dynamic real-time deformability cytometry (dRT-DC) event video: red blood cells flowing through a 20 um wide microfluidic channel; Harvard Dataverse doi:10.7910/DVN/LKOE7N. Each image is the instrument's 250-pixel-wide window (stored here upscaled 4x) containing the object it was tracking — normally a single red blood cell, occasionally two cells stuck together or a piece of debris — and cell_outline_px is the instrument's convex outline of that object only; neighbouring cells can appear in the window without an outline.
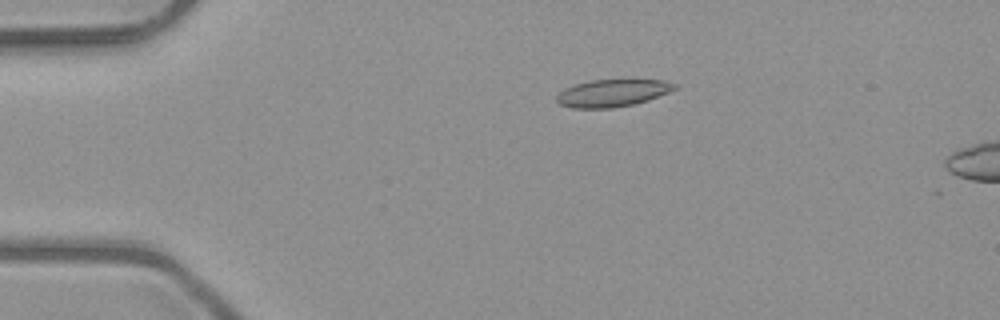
{"species": "common noctule bat (a hibernating species)", "species_latin": "Nyctalus noctula", "temperature_condition": "room temperature", "stored_images_in_passage": 6, "camera_frame_rate_fps": 3000, "um_per_image_px": 0.085, "animal": {"sex": "male", "body_mass_g": 23.1, "forearm_length_mm": 52.7}, "frame": {"image": 1, "passage_image": 1, "time_ms": 0.0, "image_size_px": [1000, 320], "cell_outline_px": [[680, 88], [648, 100], [636, 104], [612, 108], [572, 108], [560, 104], [556, 100], [556, 96], [564, 88], [572, 84], [588, 80], [664, 80], [680, 84]], "centroid_in_image_um": [52.09, 7.9], "position_along_channel_um": 32.9, "area_um2": 19.13}}